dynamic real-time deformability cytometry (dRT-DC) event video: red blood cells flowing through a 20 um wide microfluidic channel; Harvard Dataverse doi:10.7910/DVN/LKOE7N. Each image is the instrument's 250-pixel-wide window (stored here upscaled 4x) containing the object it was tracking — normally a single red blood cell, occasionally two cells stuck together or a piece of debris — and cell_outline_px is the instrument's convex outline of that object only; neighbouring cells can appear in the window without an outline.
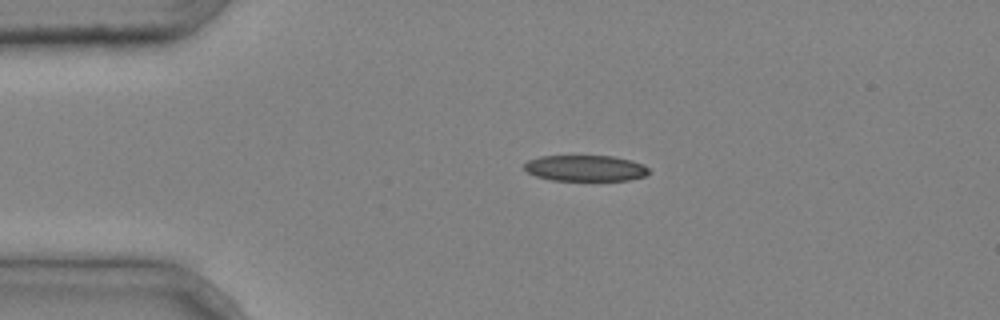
{"species": "common noctule bat (a hibernating species)", "species_latin": "Nyctalus noctula", "temperature_condition": "cold", "stored_images_in_passage": 3, "camera_frame_rate_fps": 3000, "um_per_image_px": 0.085, "animal": {"sex": "male", "body_mass_g": 20.4}, "frame": {"image": 1, "passage_image": 2, "time_ms": 0.333, "image_size_px": [1000, 320], "cell_outline_px": [[648, 172], [644, 176], [628, 180], [552, 180], [536, 176], [528, 172], [524, 168], [524, 164], [528, 160], [540, 156], [612, 156], [632, 160], [644, 164], [648, 168]], "centroid_in_image_um": [49.75, 14.29], "position_along_channel_um": 35.2, "area_um2": 18.79}}